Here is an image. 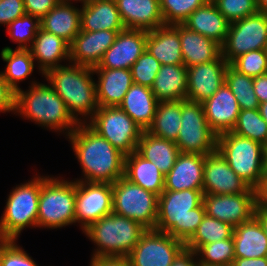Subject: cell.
I'll list each match as a JSON object with an SVG mask.
<instances>
[{"label": "cell", "mask_w": 267, "mask_h": 266, "mask_svg": "<svg viewBox=\"0 0 267 266\" xmlns=\"http://www.w3.org/2000/svg\"><path fill=\"white\" fill-rule=\"evenodd\" d=\"M67 137L84 175L75 181L113 184L124 176L125 155L86 122L79 123Z\"/></svg>", "instance_id": "6da1fadb"}, {"label": "cell", "mask_w": 267, "mask_h": 266, "mask_svg": "<svg viewBox=\"0 0 267 266\" xmlns=\"http://www.w3.org/2000/svg\"><path fill=\"white\" fill-rule=\"evenodd\" d=\"M203 189L164 190L158 196L155 229L184 244L193 236L205 216Z\"/></svg>", "instance_id": "7a4b0ae2"}, {"label": "cell", "mask_w": 267, "mask_h": 266, "mask_svg": "<svg viewBox=\"0 0 267 266\" xmlns=\"http://www.w3.org/2000/svg\"><path fill=\"white\" fill-rule=\"evenodd\" d=\"M67 65L49 69L44 77L64 101L73 118L79 123H85L98 109L96 83L92 79L93 68L70 62ZM79 115H82L84 121L78 118Z\"/></svg>", "instance_id": "3957f363"}, {"label": "cell", "mask_w": 267, "mask_h": 266, "mask_svg": "<svg viewBox=\"0 0 267 266\" xmlns=\"http://www.w3.org/2000/svg\"><path fill=\"white\" fill-rule=\"evenodd\" d=\"M35 82L27 91L20 89L16 92L15 114L53 131H66L69 136L79 122L68 112L64 101L49 83Z\"/></svg>", "instance_id": "277c9868"}, {"label": "cell", "mask_w": 267, "mask_h": 266, "mask_svg": "<svg viewBox=\"0 0 267 266\" xmlns=\"http://www.w3.org/2000/svg\"><path fill=\"white\" fill-rule=\"evenodd\" d=\"M145 230L139 222L112 212L92 223L83 233L97 246L92 258L127 257Z\"/></svg>", "instance_id": "5b68a950"}, {"label": "cell", "mask_w": 267, "mask_h": 266, "mask_svg": "<svg viewBox=\"0 0 267 266\" xmlns=\"http://www.w3.org/2000/svg\"><path fill=\"white\" fill-rule=\"evenodd\" d=\"M217 150L250 188H258L265 173L263 144L230 131L218 135Z\"/></svg>", "instance_id": "8992f818"}, {"label": "cell", "mask_w": 267, "mask_h": 266, "mask_svg": "<svg viewBox=\"0 0 267 266\" xmlns=\"http://www.w3.org/2000/svg\"><path fill=\"white\" fill-rule=\"evenodd\" d=\"M76 181L41 176L37 227L62 228L75 219Z\"/></svg>", "instance_id": "52a82bcc"}, {"label": "cell", "mask_w": 267, "mask_h": 266, "mask_svg": "<svg viewBox=\"0 0 267 266\" xmlns=\"http://www.w3.org/2000/svg\"><path fill=\"white\" fill-rule=\"evenodd\" d=\"M41 177L13 188L0 218V240H17L26 227H37Z\"/></svg>", "instance_id": "ba28073f"}, {"label": "cell", "mask_w": 267, "mask_h": 266, "mask_svg": "<svg viewBox=\"0 0 267 266\" xmlns=\"http://www.w3.org/2000/svg\"><path fill=\"white\" fill-rule=\"evenodd\" d=\"M113 213L139 222L146 229H155L158 215V195L124 176L112 184Z\"/></svg>", "instance_id": "9c48e42d"}, {"label": "cell", "mask_w": 267, "mask_h": 266, "mask_svg": "<svg viewBox=\"0 0 267 266\" xmlns=\"http://www.w3.org/2000/svg\"><path fill=\"white\" fill-rule=\"evenodd\" d=\"M88 121L86 123L94 131L125 156L137 151L143 130L119 106L98 107Z\"/></svg>", "instance_id": "30bf717a"}, {"label": "cell", "mask_w": 267, "mask_h": 266, "mask_svg": "<svg viewBox=\"0 0 267 266\" xmlns=\"http://www.w3.org/2000/svg\"><path fill=\"white\" fill-rule=\"evenodd\" d=\"M217 138L206 120L202 103L182 100L181 128L175 142L179 152L207 155L217 150Z\"/></svg>", "instance_id": "8fae6325"}, {"label": "cell", "mask_w": 267, "mask_h": 266, "mask_svg": "<svg viewBox=\"0 0 267 266\" xmlns=\"http://www.w3.org/2000/svg\"><path fill=\"white\" fill-rule=\"evenodd\" d=\"M222 57L230 64L238 56L252 50L267 48V14L254 15L230 23Z\"/></svg>", "instance_id": "7c38bea8"}, {"label": "cell", "mask_w": 267, "mask_h": 266, "mask_svg": "<svg viewBox=\"0 0 267 266\" xmlns=\"http://www.w3.org/2000/svg\"><path fill=\"white\" fill-rule=\"evenodd\" d=\"M185 244L168 233L146 229L128 254L131 266H171Z\"/></svg>", "instance_id": "4fadbf2b"}, {"label": "cell", "mask_w": 267, "mask_h": 266, "mask_svg": "<svg viewBox=\"0 0 267 266\" xmlns=\"http://www.w3.org/2000/svg\"><path fill=\"white\" fill-rule=\"evenodd\" d=\"M112 211V184L76 181L75 219L82 231Z\"/></svg>", "instance_id": "5bb4252c"}, {"label": "cell", "mask_w": 267, "mask_h": 266, "mask_svg": "<svg viewBox=\"0 0 267 266\" xmlns=\"http://www.w3.org/2000/svg\"><path fill=\"white\" fill-rule=\"evenodd\" d=\"M205 213L233 227L251 220L257 208L256 190L240 194H203Z\"/></svg>", "instance_id": "9a60e30c"}, {"label": "cell", "mask_w": 267, "mask_h": 266, "mask_svg": "<svg viewBox=\"0 0 267 266\" xmlns=\"http://www.w3.org/2000/svg\"><path fill=\"white\" fill-rule=\"evenodd\" d=\"M228 65L221 54L211 62L187 67L186 100L202 103L209 99L225 83Z\"/></svg>", "instance_id": "2e32d148"}, {"label": "cell", "mask_w": 267, "mask_h": 266, "mask_svg": "<svg viewBox=\"0 0 267 266\" xmlns=\"http://www.w3.org/2000/svg\"><path fill=\"white\" fill-rule=\"evenodd\" d=\"M249 188L231 169L218 150L206 155L203 172V194H240L246 192Z\"/></svg>", "instance_id": "e0dca14e"}, {"label": "cell", "mask_w": 267, "mask_h": 266, "mask_svg": "<svg viewBox=\"0 0 267 266\" xmlns=\"http://www.w3.org/2000/svg\"><path fill=\"white\" fill-rule=\"evenodd\" d=\"M148 31L124 29L104 53L101 62L93 68L131 69L146 50Z\"/></svg>", "instance_id": "ac0fdd59"}, {"label": "cell", "mask_w": 267, "mask_h": 266, "mask_svg": "<svg viewBox=\"0 0 267 266\" xmlns=\"http://www.w3.org/2000/svg\"><path fill=\"white\" fill-rule=\"evenodd\" d=\"M123 30L81 31L70 45V63L95 67Z\"/></svg>", "instance_id": "d6986e66"}, {"label": "cell", "mask_w": 267, "mask_h": 266, "mask_svg": "<svg viewBox=\"0 0 267 266\" xmlns=\"http://www.w3.org/2000/svg\"><path fill=\"white\" fill-rule=\"evenodd\" d=\"M202 106L208 124L217 135L232 131L240 108L236 97L226 83L209 99L202 102Z\"/></svg>", "instance_id": "ffe728a7"}, {"label": "cell", "mask_w": 267, "mask_h": 266, "mask_svg": "<svg viewBox=\"0 0 267 266\" xmlns=\"http://www.w3.org/2000/svg\"><path fill=\"white\" fill-rule=\"evenodd\" d=\"M205 157L197 153H179L174 166L165 175L164 190L203 189Z\"/></svg>", "instance_id": "44dd1931"}, {"label": "cell", "mask_w": 267, "mask_h": 266, "mask_svg": "<svg viewBox=\"0 0 267 266\" xmlns=\"http://www.w3.org/2000/svg\"><path fill=\"white\" fill-rule=\"evenodd\" d=\"M126 29L152 31L164 24L159 0H115Z\"/></svg>", "instance_id": "7402d4cb"}, {"label": "cell", "mask_w": 267, "mask_h": 266, "mask_svg": "<svg viewBox=\"0 0 267 266\" xmlns=\"http://www.w3.org/2000/svg\"><path fill=\"white\" fill-rule=\"evenodd\" d=\"M97 74L96 99L98 107L119 106L133 84L130 69L93 68Z\"/></svg>", "instance_id": "603a6c76"}, {"label": "cell", "mask_w": 267, "mask_h": 266, "mask_svg": "<svg viewBox=\"0 0 267 266\" xmlns=\"http://www.w3.org/2000/svg\"><path fill=\"white\" fill-rule=\"evenodd\" d=\"M146 50L161 65L184 64L179 37V24L162 25L152 31H148Z\"/></svg>", "instance_id": "cb8c5ba5"}, {"label": "cell", "mask_w": 267, "mask_h": 266, "mask_svg": "<svg viewBox=\"0 0 267 266\" xmlns=\"http://www.w3.org/2000/svg\"><path fill=\"white\" fill-rule=\"evenodd\" d=\"M32 57L38 63V69L44 75L49 69L62 66L60 62L70 60V45L53 33L38 30L29 48Z\"/></svg>", "instance_id": "d4e9b609"}, {"label": "cell", "mask_w": 267, "mask_h": 266, "mask_svg": "<svg viewBox=\"0 0 267 266\" xmlns=\"http://www.w3.org/2000/svg\"><path fill=\"white\" fill-rule=\"evenodd\" d=\"M115 0H88L81 8V31L124 30Z\"/></svg>", "instance_id": "484cf974"}, {"label": "cell", "mask_w": 267, "mask_h": 266, "mask_svg": "<svg viewBox=\"0 0 267 266\" xmlns=\"http://www.w3.org/2000/svg\"><path fill=\"white\" fill-rule=\"evenodd\" d=\"M40 27L72 44L81 30V8L73 3L59 2L42 19Z\"/></svg>", "instance_id": "4316f807"}, {"label": "cell", "mask_w": 267, "mask_h": 266, "mask_svg": "<svg viewBox=\"0 0 267 266\" xmlns=\"http://www.w3.org/2000/svg\"><path fill=\"white\" fill-rule=\"evenodd\" d=\"M235 258L267 257V236L260 220H251L234 227Z\"/></svg>", "instance_id": "83f0119b"}, {"label": "cell", "mask_w": 267, "mask_h": 266, "mask_svg": "<svg viewBox=\"0 0 267 266\" xmlns=\"http://www.w3.org/2000/svg\"><path fill=\"white\" fill-rule=\"evenodd\" d=\"M182 24L222 46L225 43L230 23L215 4L206 2L191 13Z\"/></svg>", "instance_id": "f1b7e54d"}, {"label": "cell", "mask_w": 267, "mask_h": 266, "mask_svg": "<svg viewBox=\"0 0 267 266\" xmlns=\"http://www.w3.org/2000/svg\"><path fill=\"white\" fill-rule=\"evenodd\" d=\"M179 37L184 65L211 62L222 54L221 45L216 41L179 24Z\"/></svg>", "instance_id": "f546056e"}, {"label": "cell", "mask_w": 267, "mask_h": 266, "mask_svg": "<svg viewBox=\"0 0 267 266\" xmlns=\"http://www.w3.org/2000/svg\"><path fill=\"white\" fill-rule=\"evenodd\" d=\"M158 103L151 88L133 83L119 107L126 112L142 130H147L154 120Z\"/></svg>", "instance_id": "4dcf8cb0"}, {"label": "cell", "mask_w": 267, "mask_h": 266, "mask_svg": "<svg viewBox=\"0 0 267 266\" xmlns=\"http://www.w3.org/2000/svg\"><path fill=\"white\" fill-rule=\"evenodd\" d=\"M124 177L158 196L164 191L165 175L137 151L125 156Z\"/></svg>", "instance_id": "1f68e13d"}, {"label": "cell", "mask_w": 267, "mask_h": 266, "mask_svg": "<svg viewBox=\"0 0 267 266\" xmlns=\"http://www.w3.org/2000/svg\"><path fill=\"white\" fill-rule=\"evenodd\" d=\"M151 90L158 102L186 99L187 67L180 65H161Z\"/></svg>", "instance_id": "d6a6232c"}, {"label": "cell", "mask_w": 267, "mask_h": 266, "mask_svg": "<svg viewBox=\"0 0 267 266\" xmlns=\"http://www.w3.org/2000/svg\"><path fill=\"white\" fill-rule=\"evenodd\" d=\"M137 152L166 175L174 166L179 149L175 142L157 137L143 130Z\"/></svg>", "instance_id": "836d02e7"}, {"label": "cell", "mask_w": 267, "mask_h": 266, "mask_svg": "<svg viewBox=\"0 0 267 266\" xmlns=\"http://www.w3.org/2000/svg\"><path fill=\"white\" fill-rule=\"evenodd\" d=\"M182 100L158 103L154 120L147 131L162 139L176 142L181 128Z\"/></svg>", "instance_id": "e575fe53"}, {"label": "cell", "mask_w": 267, "mask_h": 266, "mask_svg": "<svg viewBox=\"0 0 267 266\" xmlns=\"http://www.w3.org/2000/svg\"><path fill=\"white\" fill-rule=\"evenodd\" d=\"M1 58L6 62V69L2 75L7 83L17 92L21 88L19 82L28 79L34 70V58L29 49H15L4 47L1 51Z\"/></svg>", "instance_id": "d590c367"}, {"label": "cell", "mask_w": 267, "mask_h": 266, "mask_svg": "<svg viewBox=\"0 0 267 266\" xmlns=\"http://www.w3.org/2000/svg\"><path fill=\"white\" fill-rule=\"evenodd\" d=\"M234 227L205 214L193 236L185 243V248L196 252L202 245L233 236Z\"/></svg>", "instance_id": "8d00e7d4"}, {"label": "cell", "mask_w": 267, "mask_h": 266, "mask_svg": "<svg viewBox=\"0 0 267 266\" xmlns=\"http://www.w3.org/2000/svg\"><path fill=\"white\" fill-rule=\"evenodd\" d=\"M225 83L236 97L240 110L259 109L260 103L254 92L253 77L238 72L229 64Z\"/></svg>", "instance_id": "74e56055"}, {"label": "cell", "mask_w": 267, "mask_h": 266, "mask_svg": "<svg viewBox=\"0 0 267 266\" xmlns=\"http://www.w3.org/2000/svg\"><path fill=\"white\" fill-rule=\"evenodd\" d=\"M231 132L267 145V123L261 117L259 109L240 110Z\"/></svg>", "instance_id": "f35d334b"}, {"label": "cell", "mask_w": 267, "mask_h": 266, "mask_svg": "<svg viewBox=\"0 0 267 266\" xmlns=\"http://www.w3.org/2000/svg\"><path fill=\"white\" fill-rule=\"evenodd\" d=\"M198 263L216 266H232L235 259L233 236L228 239L202 245L196 252Z\"/></svg>", "instance_id": "ab89813d"}, {"label": "cell", "mask_w": 267, "mask_h": 266, "mask_svg": "<svg viewBox=\"0 0 267 266\" xmlns=\"http://www.w3.org/2000/svg\"><path fill=\"white\" fill-rule=\"evenodd\" d=\"M6 27L12 42L18 44L17 49H29L40 29V19L25 13Z\"/></svg>", "instance_id": "60d3db41"}, {"label": "cell", "mask_w": 267, "mask_h": 266, "mask_svg": "<svg viewBox=\"0 0 267 266\" xmlns=\"http://www.w3.org/2000/svg\"><path fill=\"white\" fill-rule=\"evenodd\" d=\"M165 25L182 24L206 0H159Z\"/></svg>", "instance_id": "b9f144b4"}, {"label": "cell", "mask_w": 267, "mask_h": 266, "mask_svg": "<svg viewBox=\"0 0 267 266\" xmlns=\"http://www.w3.org/2000/svg\"><path fill=\"white\" fill-rule=\"evenodd\" d=\"M230 65L238 72L253 78L267 74V51H249L235 58Z\"/></svg>", "instance_id": "7bdbcfd3"}, {"label": "cell", "mask_w": 267, "mask_h": 266, "mask_svg": "<svg viewBox=\"0 0 267 266\" xmlns=\"http://www.w3.org/2000/svg\"><path fill=\"white\" fill-rule=\"evenodd\" d=\"M161 63L145 50L131 66L133 83L151 88Z\"/></svg>", "instance_id": "ee69618b"}, {"label": "cell", "mask_w": 267, "mask_h": 266, "mask_svg": "<svg viewBox=\"0 0 267 266\" xmlns=\"http://www.w3.org/2000/svg\"><path fill=\"white\" fill-rule=\"evenodd\" d=\"M215 5L229 23L258 12L257 0H218Z\"/></svg>", "instance_id": "f6af8a7d"}, {"label": "cell", "mask_w": 267, "mask_h": 266, "mask_svg": "<svg viewBox=\"0 0 267 266\" xmlns=\"http://www.w3.org/2000/svg\"><path fill=\"white\" fill-rule=\"evenodd\" d=\"M16 240H0V266H38Z\"/></svg>", "instance_id": "bcb514c9"}, {"label": "cell", "mask_w": 267, "mask_h": 266, "mask_svg": "<svg viewBox=\"0 0 267 266\" xmlns=\"http://www.w3.org/2000/svg\"><path fill=\"white\" fill-rule=\"evenodd\" d=\"M25 14L23 0H1L0 24L9 25L15 19Z\"/></svg>", "instance_id": "7dc6e473"}, {"label": "cell", "mask_w": 267, "mask_h": 266, "mask_svg": "<svg viewBox=\"0 0 267 266\" xmlns=\"http://www.w3.org/2000/svg\"><path fill=\"white\" fill-rule=\"evenodd\" d=\"M16 110V91L7 83L0 72V112H14Z\"/></svg>", "instance_id": "c3c4849f"}, {"label": "cell", "mask_w": 267, "mask_h": 266, "mask_svg": "<svg viewBox=\"0 0 267 266\" xmlns=\"http://www.w3.org/2000/svg\"><path fill=\"white\" fill-rule=\"evenodd\" d=\"M25 13L42 19L60 0H23Z\"/></svg>", "instance_id": "681fc988"}, {"label": "cell", "mask_w": 267, "mask_h": 266, "mask_svg": "<svg viewBox=\"0 0 267 266\" xmlns=\"http://www.w3.org/2000/svg\"><path fill=\"white\" fill-rule=\"evenodd\" d=\"M90 266H131L127 257H95Z\"/></svg>", "instance_id": "f907efd6"}, {"label": "cell", "mask_w": 267, "mask_h": 266, "mask_svg": "<svg viewBox=\"0 0 267 266\" xmlns=\"http://www.w3.org/2000/svg\"><path fill=\"white\" fill-rule=\"evenodd\" d=\"M192 250L184 248L179 255L174 259L171 266H197L198 257ZM195 258V259H194Z\"/></svg>", "instance_id": "816d5d0a"}, {"label": "cell", "mask_w": 267, "mask_h": 266, "mask_svg": "<svg viewBox=\"0 0 267 266\" xmlns=\"http://www.w3.org/2000/svg\"><path fill=\"white\" fill-rule=\"evenodd\" d=\"M253 88L259 103L267 101V74L253 78Z\"/></svg>", "instance_id": "f5cc1de1"}, {"label": "cell", "mask_w": 267, "mask_h": 266, "mask_svg": "<svg viewBox=\"0 0 267 266\" xmlns=\"http://www.w3.org/2000/svg\"><path fill=\"white\" fill-rule=\"evenodd\" d=\"M257 208H267V171L256 189Z\"/></svg>", "instance_id": "db71d44e"}, {"label": "cell", "mask_w": 267, "mask_h": 266, "mask_svg": "<svg viewBox=\"0 0 267 266\" xmlns=\"http://www.w3.org/2000/svg\"><path fill=\"white\" fill-rule=\"evenodd\" d=\"M232 266H267V257L235 258Z\"/></svg>", "instance_id": "11a10c76"}, {"label": "cell", "mask_w": 267, "mask_h": 266, "mask_svg": "<svg viewBox=\"0 0 267 266\" xmlns=\"http://www.w3.org/2000/svg\"><path fill=\"white\" fill-rule=\"evenodd\" d=\"M255 216L262 223L267 236V208H256Z\"/></svg>", "instance_id": "9f6ffc18"}, {"label": "cell", "mask_w": 267, "mask_h": 266, "mask_svg": "<svg viewBox=\"0 0 267 266\" xmlns=\"http://www.w3.org/2000/svg\"><path fill=\"white\" fill-rule=\"evenodd\" d=\"M258 12L267 14V0H257Z\"/></svg>", "instance_id": "6f0895ef"}, {"label": "cell", "mask_w": 267, "mask_h": 266, "mask_svg": "<svg viewBox=\"0 0 267 266\" xmlns=\"http://www.w3.org/2000/svg\"><path fill=\"white\" fill-rule=\"evenodd\" d=\"M259 112L261 117L265 120L267 123V101L263 102L259 105Z\"/></svg>", "instance_id": "680465c9"}, {"label": "cell", "mask_w": 267, "mask_h": 266, "mask_svg": "<svg viewBox=\"0 0 267 266\" xmlns=\"http://www.w3.org/2000/svg\"><path fill=\"white\" fill-rule=\"evenodd\" d=\"M71 1H79L83 4H85L88 0H60V2H64V3H71Z\"/></svg>", "instance_id": "91938a15"}, {"label": "cell", "mask_w": 267, "mask_h": 266, "mask_svg": "<svg viewBox=\"0 0 267 266\" xmlns=\"http://www.w3.org/2000/svg\"><path fill=\"white\" fill-rule=\"evenodd\" d=\"M265 171H267V145L265 146Z\"/></svg>", "instance_id": "94428289"}, {"label": "cell", "mask_w": 267, "mask_h": 266, "mask_svg": "<svg viewBox=\"0 0 267 266\" xmlns=\"http://www.w3.org/2000/svg\"><path fill=\"white\" fill-rule=\"evenodd\" d=\"M217 1H218V0H206V2H208V3H213V4H215Z\"/></svg>", "instance_id": "6125c7cd"}, {"label": "cell", "mask_w": 267, "mask_h": 266, "mask_svg": "<svg viewBox=\"0 0 267 266\" xmlns=\"http://www.w3.org/2000/svg\"><path fill=\"white\" fill-rule=\"evenodd\" d=\"M197 266H216V265H207V264L198 263Z\"/></svg>", "instance_id": "be15d7a7"}]
</instances>
